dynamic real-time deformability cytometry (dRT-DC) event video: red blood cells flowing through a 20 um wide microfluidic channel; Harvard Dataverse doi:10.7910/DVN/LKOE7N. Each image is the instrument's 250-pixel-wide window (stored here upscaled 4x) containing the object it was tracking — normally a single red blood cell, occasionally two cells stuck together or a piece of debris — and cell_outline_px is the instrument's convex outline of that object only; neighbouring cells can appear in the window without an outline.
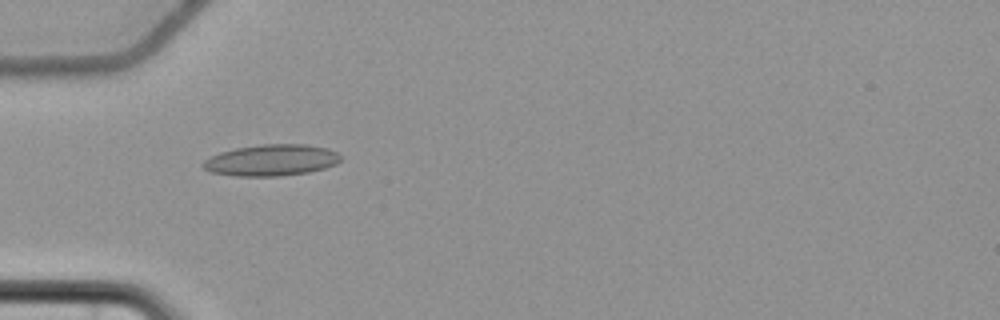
{"species": "common noctule bat (a hibernating species)", "species_latin": "Nyctalus noctula", "temperature_condition": "cold", "stored_images_in_passage": 43, "camera_frame_rate_fps": 3000, "um_per_image_px": 0.085, "animal": {"sex": "female", "body_mass_g": 22.7, "forearm_length_mm": 54.2}, "frame": {"image": 1, "passage_image": 5, "time_ms": 1.333, "image_size_px": [1000, 320], "cell_outline_px": [[340, 160], [336, 164], [324, 168], [308, 172], [280, 176], [236, 176], [212, 172], [204, 168], [200, 164], [204, 160], [220, 152], [236, 148], [260, 144], [304, 144], [328, 148], [336, 152], [340, 156]], "centroid_in_image_um": [23.06, 13.61], "position_along_channel_um": 61.9, "area_um2": 25.09}}
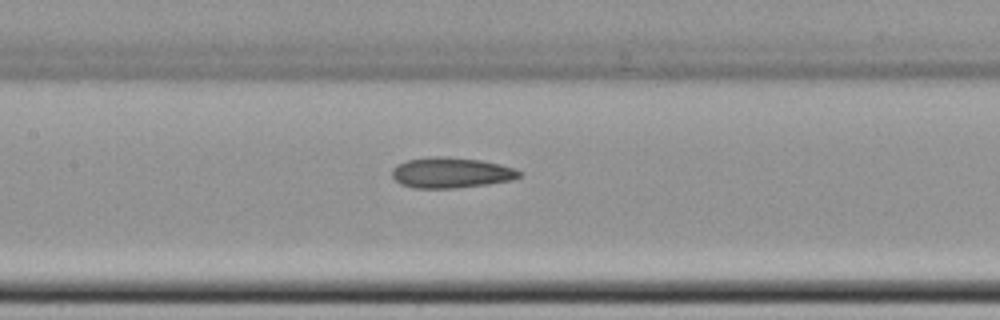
{"frame": {"image": 2, "passage_image": 14, "time_ms": 4.333, "image_size_px": [1000, 320], "cell_outline_px": [[524, 172], [520, 176], [512, 180], [488, 184], [456, 188], [412, 188], [400, 184], [392, 176], [392, 168], [396, 164], [408, 160], [428, 156], [444, 156], [480, 160], [500, 164], [516, 168]], "centroid_in_image_um": [38.35, 14.67], "position_along_channel_um": 169.1, "area_um2": 22.95}}
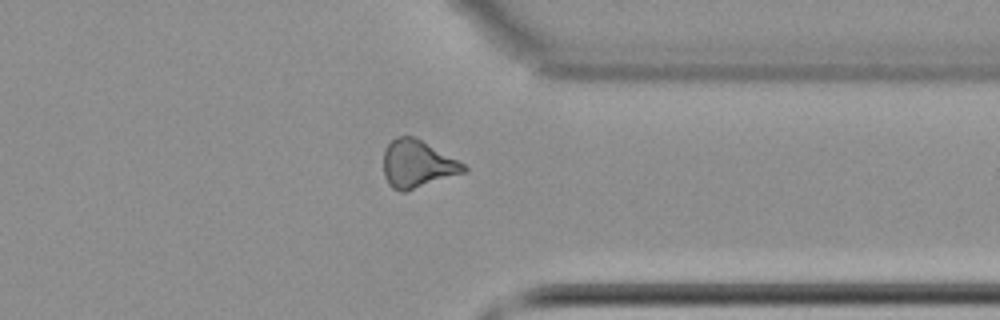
{"frame": {"image": 3, "passage_image": 31, "time_ms": 10.0, "image_size_px": [1000, 320], "cell_outline_px": [[468, 168], [464, 172], [404, 192], [400, 192], [392, 188], [388, 184], [384, 176], [384, 152], [388, 144], [396, 136], [412, 136], [420, 140], [464, 164]], "centroid_in_image_um": [35.43, 13.95], "position_along_channel_um": 376.0, "area_um2": 21.73}, "authors_computed_cell_mechanics": {"area_um2": 22.0796, "velocity_mm_per_s": 3.6993, "shape_relaxation_time_tau1_ms": 6.9952, "shape_relaxation_time_tau2_ms": 5.0651, "deformation_change_tau1": 0.1114, "deformation_change_tau2": 0.1342}}